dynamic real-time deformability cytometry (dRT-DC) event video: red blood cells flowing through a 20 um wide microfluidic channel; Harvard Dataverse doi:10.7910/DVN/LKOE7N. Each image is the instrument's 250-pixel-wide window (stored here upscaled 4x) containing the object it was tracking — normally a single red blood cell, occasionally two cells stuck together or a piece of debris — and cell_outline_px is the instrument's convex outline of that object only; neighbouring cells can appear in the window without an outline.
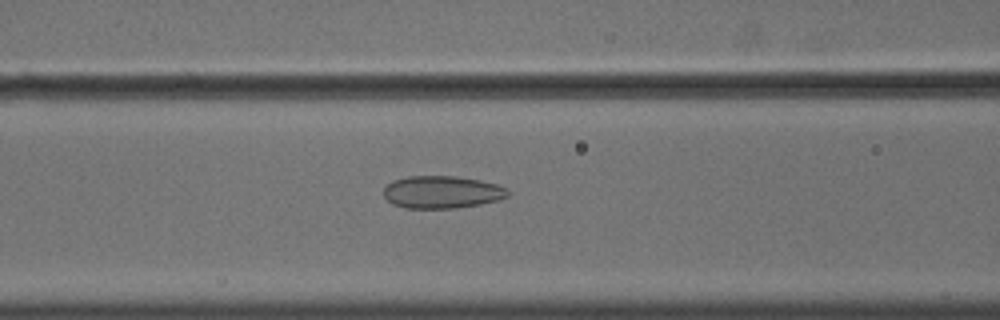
{"species": "common noctule bat (a hibernating species)", "species_latin": "Nyctalus noctula", "temperature_condition": "cold", "stored_images_in_passage": 45, "camera_frame_rate_fps": 3000, "um_per_image_px": 0.085, "animal": {"sex": "male", "body_mass_g": 18.8}, "frame": {"image": 1, "passage_image": 13, "time_ms": 4.0, "image_size_px": [1000, 320], "cell_outline_px": [[508, 196], [500, 200], [480, 204], [452, 208], [404, 208], [392, 204], [384, 196], [384, 188], [392, 180], [408, 176], [456, 176], [480, 180], [496, 184], [508, 188]], "centroid_in_image_um": [37.56, 16.32], "position_along_channel_um": 129.0, "area_um2": 23.58}}
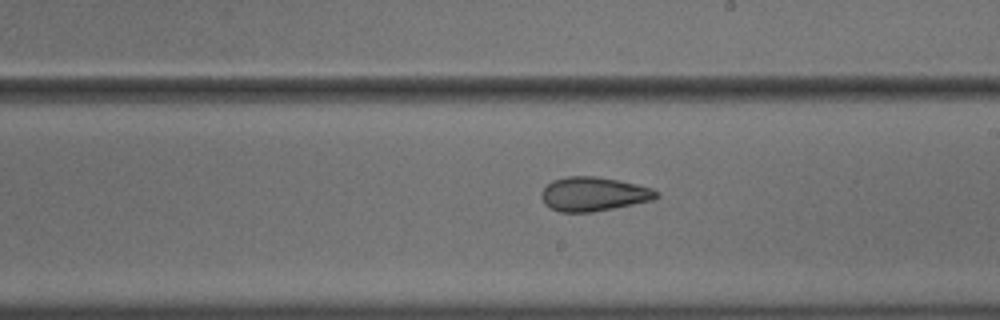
{"frame": {"image": 2, "passage_image": 22, "time_ms": 7.0, "image_size_px": [1000, 320], "cell_outline_px": [[660, 196], [652, 200], [592, 212], [560, 212], [544, 204], [540, 196], [540, 192], [552, 180], [564, 176], [596, 176], [636, 184], [652, 188], [660, 192]], "centroid_in_image_um": [50.43, 16.49], "position_along_channel_um": 238.6, "area_um2": 22.83}}
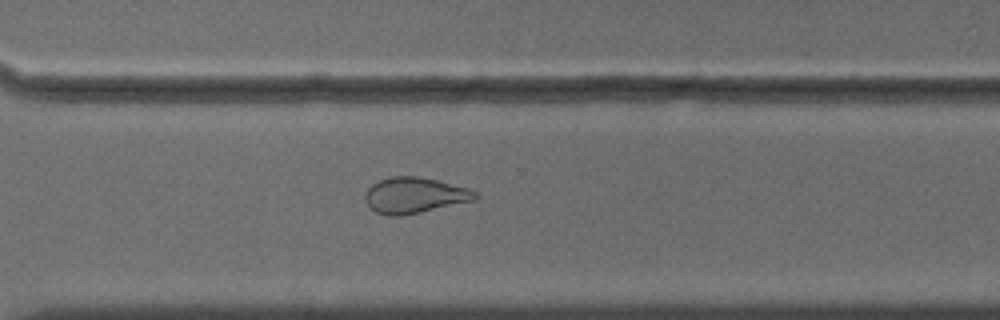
{"frame": {"image": 3, "passage_image": 30, "time_ms": 9.667, "image_size_px": [1000, 320], "cell_outline_px": [[480, 196], [476, 200], [420, 212], [400, 216], [388, 216], [376, 212], [364, 200], [364, 196], [368, 188], [372, 184], [380, 180], [392, 176], [420, 176], [468, 188], [476, 192]], "centroid_in_image_um": [35.24, 16.6], "position_along_channel_um": 335.4, "area_um2": 22.95}, "authors_computed_cell_mechanics": {"area_um2": 24.4494, "velocity_mm_per_s": 3.6454, "shape_relaxation_time_tau1_ms": null, "shape_relaxation_time_tau2_ms": 2.3732, "deformation_change_tau1": null, "deformation_change_tau2": 0.0801}}